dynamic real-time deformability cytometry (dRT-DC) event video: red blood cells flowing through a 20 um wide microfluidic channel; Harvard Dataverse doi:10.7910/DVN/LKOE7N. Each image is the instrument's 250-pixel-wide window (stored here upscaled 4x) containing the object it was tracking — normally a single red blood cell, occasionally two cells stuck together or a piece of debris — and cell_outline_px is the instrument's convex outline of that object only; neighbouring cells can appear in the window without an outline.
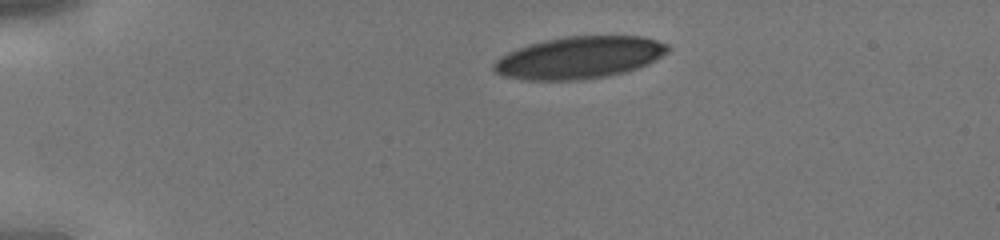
{"species": "human", "species_latin": "Homo sapiens", "temperature_condition": "cold", "stored_images_in_passage": 35, "camera_frame_rate_fps": 3000, "um_per_image_px": 0.085, "donor": {"sex": "male"}, "frame": {"image": 1, "passage_image": 1, "time_ms": 0.0, "image_size_px": [1000, 240], "cell_outline_px": [[672, 48], [668, 52], [656, 60], [648, 64], [628, 72], [580, 80], [524, 80], [500, 76], [492, 68], [492, 64], [500, 56], [508, 52], [528, 44], [544, 40], [568, 36], [640, 36], [656, 40], [668, 44]], "centroid_in_image_um": [49.24, 4.9], "position_along_channel_um": 35.8, "area_um2": 43.06}}
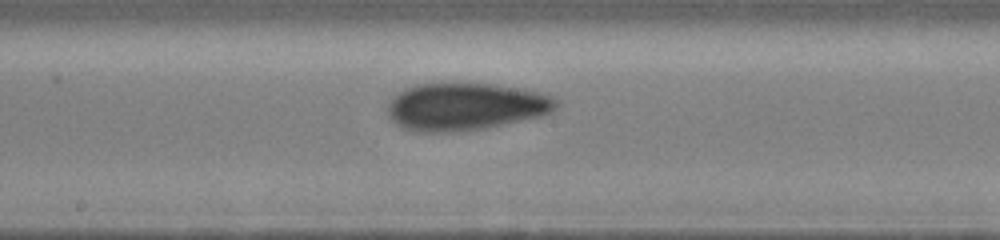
{"frame": {"image": 2, "passage_image": 16, "time_ms": 5.0, "image_size_px": [1000, 240], "cell_outline_px": [[560, 104], [552, 112], [540, 116], [484, 128], [452, 132], [412, 132], [400, 128], [388, 116], [388, 104], [404, 88], [416, 84], [444, 80], [456, 80], [492, 84], [516, 88], [536, 92], [552, 96]], "centroid_in_image_um": [39.5, 9.02], "position_along_channel_um": 208.7, "area_um2": 47.57}}
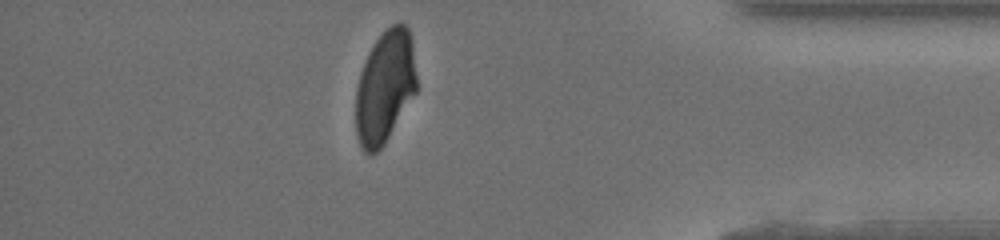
{"frame": {"image": 3, "passage_image": 30, "time_ms": 9.667, "image_size_px": [1000, 240], "cell_outline_px": [[416, 92], [384, 144], [376, 152], [364, 152], [360, 148], [356, 136], [356, 88], [360, 72], [368, 52], [376, 40], [392, 24], [400, 20], [408, 28], [412, 40], [416, 76]], "centroid_in_image_um": [32.71, 7.38], "position_along_channel_um": 402.5, "area_um2": 39.88}}